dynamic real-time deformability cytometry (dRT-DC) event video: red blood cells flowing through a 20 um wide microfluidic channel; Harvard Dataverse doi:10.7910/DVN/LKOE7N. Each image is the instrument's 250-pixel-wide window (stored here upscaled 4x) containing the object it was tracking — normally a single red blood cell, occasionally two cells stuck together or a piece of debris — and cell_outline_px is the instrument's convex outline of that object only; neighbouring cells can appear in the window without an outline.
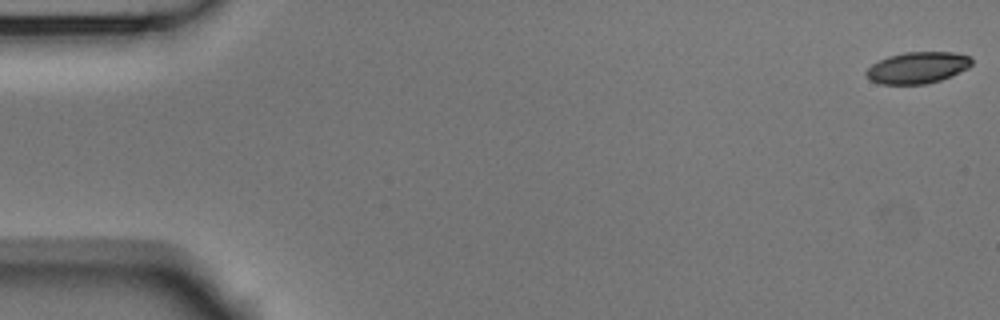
{"species": "Egyptian fruit bat (a non-hibernating species)", "species_latin": "Rousettus aegyptiacus", "temperature_condition": "room temperature", "stored_images_in_passage": 54, "camera_frame_rate_fps": 3000, "um_per_image_px": 0.085, "animal": {"sex": "male"}, "frame": {"image": 1, "passage_image": 1, "time_ms": 0.0, "image_size_px": [1000, 320], "cell_outline_px": [[972, 64], [968, 68], [940, 80], [924, 84], [880, 84], [868, 80], [864, 76], [864, 72], [872, 64], [888, 56], [904, 52], [952, 52], [968, 56], [972, 60]], "centroid_in_image_um": [77.93, 5.75], "position_along_channel_um": 7.1, "area_um2": 19.36}}
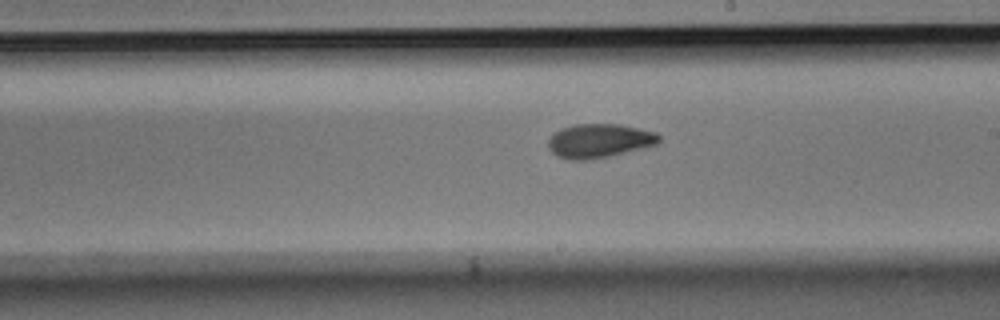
{"frame": {"image": 2, "passage_image": 31, "time_ms": 10.0, "image_size_px": [1000, 320], "cell_outline_px": [[660, 140], [656, 144], [592, 160], [572, 160], [560, 156], [552, 152], [548, 148], [548, 140], [556, 132], [564, 128], [576, 124], [620, 124], [656, 132], [660, 136]], "centroid_in_image_um": [50.94, 11.96], "position_along_channel_um": 238.1, "area_um2": 21.56}}
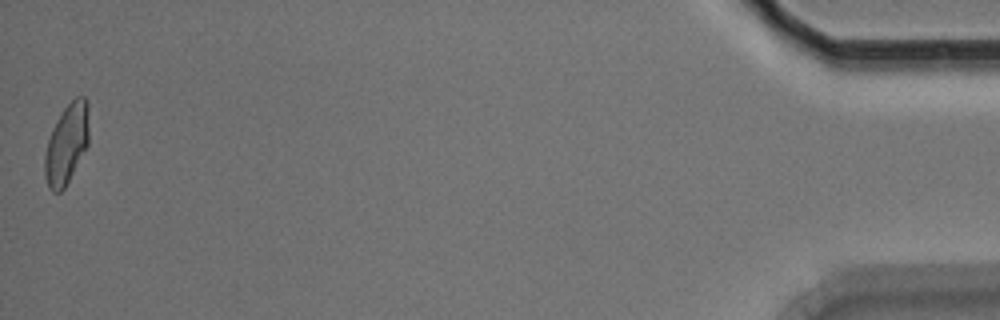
{"frame": {"image": 3, "passage_image": 54, "time_ms": 17.667, "image_size_px": [1000, 320], "cell_outline_px": [[88, 144], [64, 188], [60, 192], [52, 192], [48, 188], [44, 176], [44, 156], [48, 140], [52, 128], [56, 120], [64, 108], [76, 96], [84, 96], [88, 100]], "centroid_in_image_um": [5.65, 12.22], "position_along_channel_um": 429.6, "area_um2": 20.58}, "authors_computed_cell_mechanics": {"area_um2": 20.7791, "velocity_mm_per_s": 3.7336, "shape_relaxation_time_tau1_ms": 5.9873, "shape_relaxation_time_tau2_ms": 3.6773, "deformation_change_tau1": 0.1552, "deformation_change_tau2": 0.0928}}